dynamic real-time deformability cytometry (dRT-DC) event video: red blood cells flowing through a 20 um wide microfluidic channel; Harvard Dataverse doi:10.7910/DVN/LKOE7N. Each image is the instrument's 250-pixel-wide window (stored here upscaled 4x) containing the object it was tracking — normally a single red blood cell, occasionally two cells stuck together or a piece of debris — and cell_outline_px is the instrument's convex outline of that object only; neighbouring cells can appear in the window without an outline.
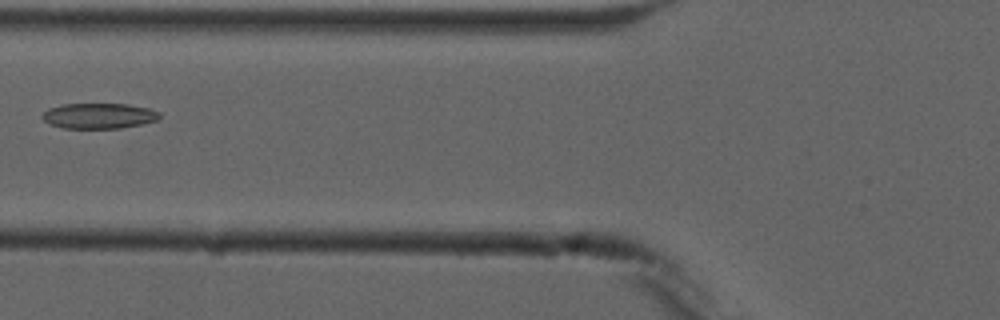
{"species": "common noctule bat (a hibernating species)", "species_latin": "Nyctalus noctula", "temperature_condition": "cold", "stored_images_in_passage": 5, "camera_frame_rate_fps": 3000, "um_per_image_px": 0.085, "animal": {"sex": "male", "forearm_length_mm": 52.5}, "frame": {"image": 1, "passage_image": 5, "time_ms": 6.0, "image_size_px": [1000, 320], "cell_outline_px": [[160, 120], [120, 128], [60, 128], [44, 120], [40, 116], [48, 108], [64, 104], [128, 104], [148, 108], [160, 112]], "centroid_in_image_um": [8.42, 9.84], "position_along_channel_um": 117.4, "area_um2": 17.4}}